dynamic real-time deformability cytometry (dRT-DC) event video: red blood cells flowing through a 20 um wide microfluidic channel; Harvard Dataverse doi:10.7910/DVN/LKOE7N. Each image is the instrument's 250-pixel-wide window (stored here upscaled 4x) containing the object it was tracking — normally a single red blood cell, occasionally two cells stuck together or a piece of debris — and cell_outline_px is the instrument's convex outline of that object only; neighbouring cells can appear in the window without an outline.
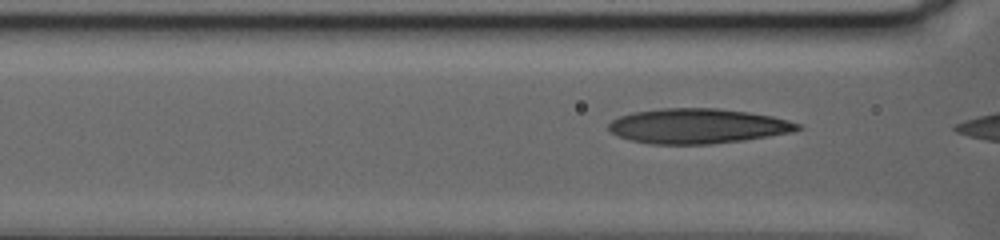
{"species": "human", "species_latin": "Homo sapiens", "temperature_condition": "warm", "stored_images_in_passage": 7, "camera_frame_rate_fps": 3000, "um_per_image_px": 0.085, "donor": {"sex": "female"}, "frame": {"image": 1, "passage_image": 4, "time_ms": 1.0, "image_size_px": [1000, 240], "cell_outline_px": [[804, 128], [792, 132], [744, 140], [712, 144], [652, 144], [632, 140], [620, 136], [612, 132], [608, 128], [608, 124], [612, 120], [620, 116], [632, 112], [660, 108], [716, 108], [748, 112], [772, 116], [788, 120], [800, 124]], "centroid_in_image_um": [59.32, 10.71], "position_along_channel_um": 107.3, "area_um2": 38.44}}